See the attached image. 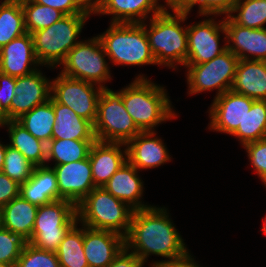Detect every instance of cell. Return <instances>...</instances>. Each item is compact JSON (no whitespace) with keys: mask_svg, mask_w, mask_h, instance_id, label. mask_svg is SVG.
<instances>
[{"mask_svg":"<svg viewBox=\"0 0 266 267\" xmlns=\"http://www.w3.org/2000/svg\"><path fill=\"white\" fill-rule=\"evenodd\" d=\"M125 248L132 249L131 253L144 264L152 254L173 260L188 253L167 209L156 206L134 210L130 229L125 237Z\"/></svg>","mask_w":266,"mask_h":267,"instance_id":"6da1fadb","label":"cell"},{"mask_svg":"<svg viewBox=\"0 0 266 267\" xmlns=\"http://www.w3.org/2000/svg\"><path fill=\"white\" fill-rule=\"evenodd\" d=\"M164 87L138 75L122 89V100L128 114L141 132L154 131L161 122L176 118Z\"/></svg>","mask_w":266,"mask_h":267,"instance_id":"7a4b0ae2","label":"cell"},{"mask_svg":"<svg viewBox=\"0 0 266 267\" xmlns=\"http://www.w3.org/2000/svg\"><path fill=\"white\" fill-rule=\"evenodd\" d=\"M189 13L174 12L165 8L160 14L150 17L149 29L144 22L151 53L158 65L175 68V64L185 66L188 51L187 26H180ZM185 28V29H184Z\"/></svg>","mask_w":266,"mask_h":267,"instance_id":"3957f363","label":"cell"},{"mask_svg":"<svg viewBox=\"0 0 266 267\" xmlns=\"http://www.w3.org/2000/svg\"><path fill=\"white\" fill-rule=\"evenodd\" d=\"M77 221L99 230L112 231L126 237L134 209L115 198L103 187H95L77 206Z\"/></svg>","mask_w":266,"mask_h":267,"instance_id":"277c9868","label":"cell"},{"mask_svg":"<svg viewBox=\"0 0 266 267\" xmlns=\"http://www.w3.org/2000/svg\"><path fill=\"white\" fill-rule=\"evenodd\" d=\"M107 57L115 65L157 64L143 23H111L98 35Z\"/></svg>","mask_w":266,"mask_h":267,"instance_id":"5b68a950","label":"cell"},{"mask_svg":"<svg viewBox=\"0 0 266 267\" xmlns=\"http://www.w3.org/2000/svg\"><path fill=\"white\" fill-rule=\"evenodd\" d=\"M90 14L66 15L49 27L32 33L34 52L40 65L56 67L66 58L77 41Z\"/></svg>","mask_w":266,"mask_h":267,"instance_id":"8992f818","label":"cell"},{"mask_svg":"<svg viewBox=\"0 0 266 267\" xmlns=\"http://www.w3.org/2000/svg\"><path fill=\"white\" fill-rule=\"evenodd\" d=\"M93 129L98 141L125 144L141 132L125 109L122 90L102 88Z\"/></svg>","mask_w":266,"mask_h":267,"instance_id":"52a82bcc","label":"cell"},{"mask_svg":"<svg viewBox=\"0 0 266 267\" xmlns=\"http://www.w3.org/2000/svg\"><path fill=\"white\" fill-rule=\"evenodd\" d=\"M76 205L66 199L38 206L29 243L56 252L67 231L76 223Z\"/></svg>","mask_w":266,"mask_h":267,"instance_id":"ba28073f","label":"cell"},{"mask_svg":"<svg viewBox=\"0 0 266 267\" xmlns=\"http://www.w3.org/2000/svg\"><path fill=\"white\" fill-rule=\"evenodd\" d=\"M105 56L106 52L98 36L85 42L80 41L61 63L64 68L60 73L105 88L101 83L111 79Z\"/></svg>","mask_w":266,"mask_h":267,"instance_id":"9c48e42d","label":"cell"},{"mask_svg":"<svg viewBox=\"0 0 266 267\" xmlns=\"http://www.w3.org/2000/svg\"><path fill=\"white\" fill-rule=\"evenodd\" d=\"M239 60L227 49L209 62L185 65L189 94L218 89L217 97L231 90Z\"/></svg>","mask_w":266,"mask_h":267,"instance_id":"30bf717a","label":"cell"},{"mask_svg":"<svg viewBox=\"0 0 266 267\" xmlns=\"http://www.w3.org/2000/svg\"><path fill=\"white\" fill-rule=\"evenodd\" d=\"M59 74L51 82V98L68 106L78 116L95 123L98 101L103 87ZM97 89V90H96Z\"/></svg>","mask_w":266,"mask_h":267,"instance_id":"8fae6325","label":"cell"},{"mask_svg":"<svg viewBox=\"0 0 266 267\" xmlns=\"http://www.w3.org/2000/svg\"><path fill=\"white\" fill-rule=\"evenodd\" d=\"M226 35L224 19L216 21L203 20L192 26H187L188 51L185 65L209 62L227 50V45L219 48L220 32Z\"/></svg>","mask_w":266,"mask_h":267,"instance_id":"7c38bea8","label":"cell"},{"mask_svg":"<svg viewBox=\"0 0 266 267\" xmlns=\"http://www.w3.org/2000/svg\"><path fill=\"white\" fill-rule=\"evenodd\" d=\"M253 99L232 90L214 98L209 117L212 130L232 135L242 125L246 113L251 109Z\"/></svg>","mask_w":266,"mask_h":267,"instance_id":"4fadbf2b","label":"cell"},{"mask_svg":"<svg viewBox=\"0 0 266 267\" xmlns=\"http://www.w3.org/2000/svg\"><path fill=\"white\" fill-rule=\"evenodd\" d=\"M52 168L57 176L59 200H70L77 206L95 188L89 157Z\"/></svg>","mask_w":266,"mask_h":267,"instance_id":"5bb4252c","label":"cell"},{"mask_svg":"<svg viewBox=\"0 0 266 267\" xmlns=\"http://www.w3.org/2000/svg\"><path fill=\"white\" fill-rule=\"evenodd\" d=\"M51 82L40 70L15 78V96L11 100V120H17L51 98Z\"/></svg>","mask_w":266,"mask_h":267,"instance_id":"9a60e30c","label":"cell"},{"mask_svg":"<svg viewBox=\"0 0 266 267\" xmlns=\"http://www.w3.org/2000/svg\"><path fill=\"white\" fill-rule=\"evenodd\" d=\"M224 26L226 29L224 39H227L228 50L240 60L266 61V28L243 27L236 24L229 16L224 17ZM230 41L233 44H230Z\"/></svg>","mask_w":266,"mask_h":267,"instance_id":"2e32d148","label":"cell"},{"mask_svg":"<svg viewBox=\"0 0 266 267\" xmlns=\"http://www.w3.org/2000/svg\"><path fill=\"white\" fill-rule=\"evenodd\" d=\"M83 226V248L89 267H107L125 248V237Z\"/></svg>","mask_w":266,"mask_h":267,"instance_id":"e0dca14e","label":"cell"},{"mask_svg":"<svg viewBox=\"0 0 266 267\" xmlns=\"http://www.w3.org/2000/svg\"><path fill=\"white\" fill-rule=\"evenodd\" d=\"M35 64L40 65L34 52L32 34L28 32L0 49V72L4 74L15 78L26 76L37 70Z\"/></svg>","mask_w":266,"mask_h":267,"instance_id":"ac0fdd59","label":"cell"},{"mask_svg":"<svg viewBox=\"0 0 266 267\" xmlns=\"http://www.w3.org/2000/svg\"><path fill=\"white\" fill-rule=\"evenodd\" d=\"M121 146H126V144L98 140L93 143L89 160L95 187H104L108 180L127 161V148L121 150Z\"/></svg>","mask_w":266,"mask_h":267,"instance_id":"d6986e66","label":"cell"},{"mask_svg":"<svg viewBox=\"0 0 266 267\" xmlns=\"http://www.w3.org/2000/svg\"><path fill=\"white\" fill-rule=\"evenodd\" d=\"M164 9L158 0H97L93 13L114 15L111 23H143L148 13L155 16Z\"/></svg>","mask_w":266,"mask_h":267,"instance_id":"ffe728a7","label":"cell"},{"mask_svg":"<svg viewBox=\"0 0 266 267\" xmlns=\"http://www.w3.org/2000/svg\"><path fill=\"white\" fill-rule=\"evenodd\" d=\"M155 134L154 131L140 132L126 143L127 160L138 171L158 167L171 159L164 143L155 138Z\"/></svg>","mask_w":266,"mask_h":267,"instance_id":"44dd1931","label":"cell"},{"mask_svg":"<svg viewBox=\"0 0 266 267\" xmlns=\"http://www.w3.org/2000/svg\"><path fill=\"white\" fill-rule=\"evenodd\" d=\"M137 173L138 170L127 160L103 188L134 210L148 208L150 205L140 201L144 185Z\"/></svg>","mask_w":266,"mask_h":267,"instance_id":"7402d4cb","label":"cell"},{"mask_svg":"<svg viewBox=\"0 0 266 267\" xmlns=\"http://www.w3.org/2000/svg\"><path fill=\"white\" fill-rule=\"evenodd\" d=\"M231 90L253 100H266V61L239 60Z\"/></svg>","mask_w":266,"mask_h":267,"instance_id":"603a6c76","label":"cell"},{"mask_svg":"<svg viewBox=\"0 0 266 267\" xmlns=\"http://www.w3.org/2000/svg\"><path fill=\"white\" fill-rule=\"evenodd\" d=\"M20 196L37 206L59 200L57 176L53 168L49 165L35 167L31 177L20 184Z\"/></svg>","mask_w":266,"mask_h":267,"instance_id":"cb8c5ba5","label":"cell"},{"mask_svg":"<svg viewBox=\"0 0 266 267\" xmlns=\"http://www.w3.org/2000/svg\"><path fill=\"white\" fill-rule=\"evenodd\" d=\"M55 112V124L52 139L64 140H96L93 124L78 116L68 106L55 102L51 98Z\"/></svg>","mask_w":266,"mask_h":267,"instance_id":"d4e9b609","label":"cell"},{"mask_svg":"<svg viewBox=\"0 0 266 267\" xmlns=\"http://www.w3.org/2000/svg\"><path fill=\"white\" fill-rule=\"evenodd\" d=\"M38 206L17 196L2 207V227L31 239Z\"/></svg>","mask_w":266,"mask_h":267,"instance_id":"484cf974","label":"cell"},{"mask_svg":"<svg viewBox=\"0 0 266 267\" xmlns=\"http://www.w3.org/2000/svg\"><path fill=\"white\" fill-rule=\"evenodd\" d=\"M7 125L10 147L18 150L35 167L46 166L47 144L32 136L17 120L4 121Z\"/></svg>","mask_w":266,"mask_h":267,"instance_id":"4316f807","label":"cell"},{"mask_svg":"<svg viewBox=\"0 0 266 267\" xmlns=\"http://www.w3.org/2000/svg\"><path fill=\"white\" fill-rule=\"evenodd\" d=\"M17 121L32 136L47 144L52 140V131L55 124V112L51 98L22 115Z\"/></svg>","mask_w":266,"mask_h":267,"instance_id":"83f0119b","label":"cell"},{"mask_svg":"<svg viewBox=\"0 0 266 267\" xmlns=\"http://www.w3.org/2000/svg\"><path fill=\"white\" fill-rule=\"evenodd\" d=\"M95 140L52 139L47 143L46 163L54 160L55 165L76 162L89 157Z\"/></svg>","mask_w":266,"mask_h":267,"instance_id":"f1b7e54d","label":"cell"},{"mask_svg":"<svg viewBox=\"0 0 266 267\" xmlns=\"http://www.w3.org/2000/svg\"><path fill=\"white\" fill-rule=\"evenodd\" d=\"M25 33L21 0H4L0 4V49Z\"/></svg>","mask_w":266,"mask_h":267,"instance_id":"f546056e","label":"cell"},{"mask_svg":"<svg viewBox=\"0 0 266 267\" xmlns=\"http://www.w3.org/2000/svg\"><path fill=\"white\" fill-rule=\"evenodd\" d=\"M244 146L266 138V100H254L242 125L232 134Z\"/></svg>","mask_w":266,"mask_h":267,"instance_id":"4dcf8cb0","label":"cell"},{"mask_svg":"<svg viewBox=\"0 0 266 267\" xmlns=\"http://www.w3.org/2000/svg\"><path fill=\"white\" fill-rule=\"evenodd\" d=\"M76 222L65 234L56 251L60 267H89L83 248V227Z\"/></svg>","mask_w":266,"mask_h":267,"instance_id":"1f68e13d","label":"cell"},{"mask_svg":"<svg viewBox=\"0 0 266 267\" xmlns=\"http://www.w3.org/2000/svg\"><path fill=\"white\" fill-rule=\"evenodd\" d=\"M21 5L24 11L25 29L30 34L49 27L66 16L57 9L31 0H21Z\"/></svg>","mask_w":266,"mask_h":267,"instance_id":"d6a6232c","label":"cell"},{"mask_svg":"<svg viewBox=\"0 0 266 267\" xmlns=\"http://www.w3.org/2000/svg\"><path fill=\"white\" fill-rule=\"evenodd\" d=\"M237 13L233 15L232 13ZM229 17L238 25L251 29L265 28L266 0H239Z\"/></svg>","mask_w":266,"mask_h":267,"instance_id":"836d02e7","label":"cell"},{"mask_svg":"<svg viewBox=\"0 0 266 267\" xmlns=\"http://www.w3.org/2000/svg\"><path fill=\"white\" fill-rule=\"evenodd\" d=\"M32 165L18 150L6 144L5 160L2 172L19 184L25 183L32 175Z\"/></svg>","mask_w":266,"mask_h":267,"instance_id":"e575fe53","label":"cell"},{"mask_svg":"<svg viewBox=\"0 0 266 267\" xmlns=\"http://www.w3.org/2000/svg\"><path fill=\"white\" fill-rule=\"evenodd\" d=\"M28 240L20 233L0 227V262L15 267Z\"/></svg>","mask_w":266,"mask_h":267,"instance_id":"d590c367","label":"cell"},{"mask_svg":"<svg viewBox=\"0 0 266 267\" xmlns=\"http://www.w3.org/2000/svg\"><path fill=\"white\" fill-rule=\"evenodd\" d=\"M15 267H60V263L56 252L40 249L28 242Z\"/></svg>","mask_w":266,"mask_h":267,"instance_id":"8d00e7d4","label":"cell"},{"mask_svg":"<svg viewBox=\"0 0 266 267\" xmlns=\"http://www.w3.org/2000/svg\"><path fill=\"white\" fill-rule=\"evenodd\" d=\"M257 175L266 186V138L243 146Z\"/></svg>","mask_w":266,"mask_h":267,"instance_id":"74e56055","label":"cell"},{"mask_svg":"<svg viewBox=\"0 0 266 267\" xmlns=\"http://www.w3.org/2000/svg\"><path fill=\"white\" fill-rule=\"evenodd\" d=\"M15 77L0 72V113L4 121L11 120V100L15 96Z\"/></svg>","mask_w":266,"mask_h":267,"instance_id":"f35d334b","label":"cell"},{"mask_svg":"<svg viewBox=\"0 0 266 267\" xmlns=\"http://www.w3.org/2000/svg\"><path fill=\"white\" fill-rule=\"evenodd\" d=\"M53 9H57L65 15L92 14L93 11L87 9L79 0H31Z\"/></svg>","mask_w":266,"mask_h":267,"instance_id":"ab89813d","label":"cell"},{"mask_svg":"<svg viewBox=\"0 0 266 267\" xmlns=\"http://www.w3.org/2000/svg\"><path fill=\"white\" fill-rule=\"evenodd\" d=\"M239 0H201L199 3V14L208 15H231L234 5Z\"/></svg>","mask_w":266,"mask_h":267,"instance_id":"60d3db41","label":"cell"},{"mask_svg":"<svg viewBox=\"0 0 266 267\" xmlns=\"http://www.w3.org/2000/svg\"><path fill=\"white\" fill-rule=\"evenodd\" d=\"M19 195L20 184L0 171V206H5Z\"/></svg>","mask_w":266,"mask_h":267,"instance_id":"b9f144b4","label":"cell"},{"mask_svg":"<svg viewBox=\"0 0 266 267\" xmlns=\"http://www.w3.org/2000/svg\"><path fill=\"white\" fill-rule=\"evenodd\" d=\"M129 252V253H128ZM144 263L130 250L124 248L107 267H143Z\"/></svg>","mask_w":266,"mask_h":267,"instance_id":"7bdbcfd3","label":"cell"},{"mask_svg":"<svg viewBox=\"0 0 266 267\" xmlns=\"http://www.w3.org/2000/svg\"><path fill=\"white\" fill-rule=\"evenodd\" d=\"M152 265H157L158 267H200L189 252L181 258L173 259V260H163L156 261L152 263Z\"/></svg>","mask_w":266,"mask_h":267,"instance_id":"ee69618b","label":"cell"},{"mask_svg":"<svg viewBox=\"0 0 266 267\" xmlns=\"http://www.w3.org/2000/svg\"><path fill=\"white\" fill-rule=\"evenodd\" d=\"M201 0H165L166 6L172 9V12L189 13L194 5L199 4Z\"/></svg>","mask_w":266,"mask_h":267,"instance_id":"f6af8a7d","label":"cell"},{"mask_svg":"<svg viewBox=\"0 0 266 267\" xmlns=\"http://www.w3.org/2000/svg\"><path fill=\"white\" fill-rule=\"evenodd\" d=\"M5 153H6V145L0 142V171H2L4 166Z\"/></svg>","mask_w":266,"mask_h":267,"instance_id":"bcb514c9","label":"cell"},{"mask_svg":"<svg viewBox=\"0 0 266 267\" xmlns=\"http://www.w3.org/2000/svg\"><path fill=\"white\" fill-rule=\"evenodd\" d=\"M87 9L94 11L97 0H79Z\"/></svg>","mask_w":266,"mask_h":267,"instance_id":"7dc6e473","label":"cell"},{"mask_svg":"<svg viewBox=\"0 0 266 267\" xmlns=\"http://www.w3.org/2000/svg\"><path fill=\"white\" fill-rule=\"evenodd\" d=\"M2 226V207L0 206V227Z\"/></svg>","mask_w":266,"mask_h":267,"instance_id":"c3c4849f","label":"cell"},{"mask_svg":"<svg viewBox=\"0 0 266 267\" xmlns=\"http://www.w3.org/2000/svg\"><path fill=\"white\" fill-rule=\"evenodd\" d=\"M262 230L266 234V218L264 220V225L262 226Z\"/></svg>","mask_w":266,"mask_h":267,"instance_id":"681fc988","label":"cell"},{"mask_svg":"<svg viewBox=\"0 0 266 267\" xmlns=\"http://www.w3.org/2000/svg\"><path fill=\"white\" fill-rule=\"evenodd\" d=\"M4 122V116L0 113V126Z\"/></svg>","mask_w":266,"mask_h":267,"instance_id":"f907efd6","label":"cell"},{"mask_svg":"<svg viewBox=\"0 0 266 267\" xmlns=\"http://www.w3.org/2000/svg\"><path fill=\"white\" fill-rule=\"evenodd\" d=\"M0 267H11V266L8 265V264H4V263H1V262H0Z\"/></svg>","mask_w":266,"mask_h":267,"instance_id":"816d5d0a","label":"cell"}]
</instances>
